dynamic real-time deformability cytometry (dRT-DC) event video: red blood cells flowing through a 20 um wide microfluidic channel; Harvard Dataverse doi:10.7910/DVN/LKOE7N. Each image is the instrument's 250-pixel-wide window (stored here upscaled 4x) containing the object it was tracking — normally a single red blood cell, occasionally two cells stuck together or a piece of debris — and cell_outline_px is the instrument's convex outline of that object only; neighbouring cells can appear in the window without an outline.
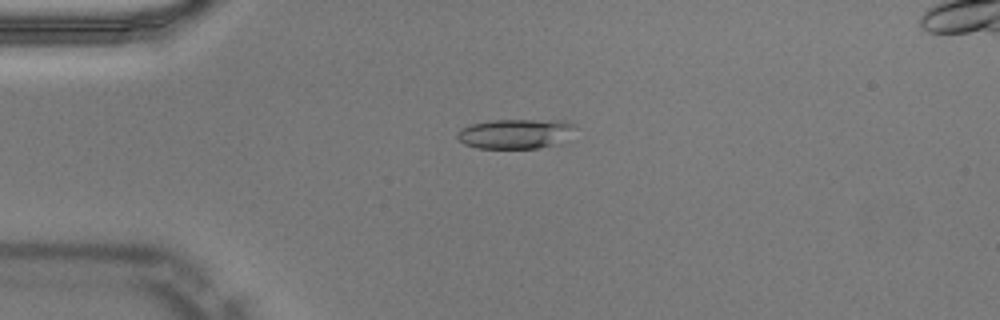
{"species": "Egyptian fruit bat (a non-hibernating species)", "species_latin": "Rousettus aegyptiacus", "temperature_condition": "warm", "stored_images_in_passage": 39, "camera_frame_rate_fps": 3000, "um_per_image_px": 0.085, "animal": {"sex": "male"}, "frame": {"image": 1, "passage_image": 1, "time_ms": 0.0, "image_size_px": [1000, 320], "cell_outline_px": [[576, 128], [556, 144], [540, 148], [476, 148], [464, 144], [456, 136], [460, 128], [472, 124], [488, 120], [564, 120], [572, 124]], "centroid_in_image_um": [43.76, 11.36], "position_along_channel_um": 41.2, "area_um2": 20.29}}
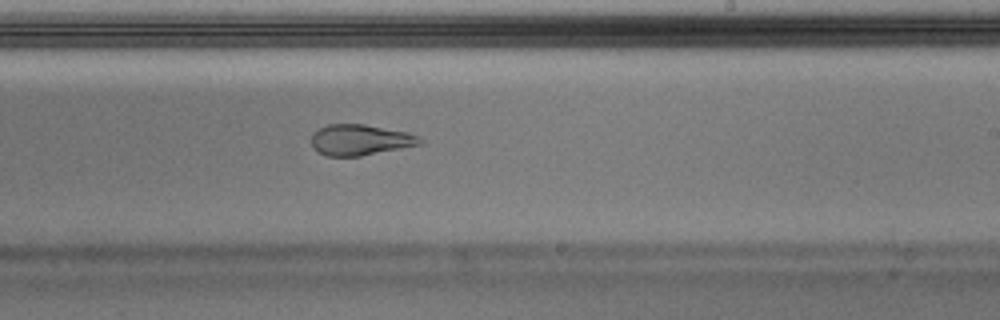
{"frame": {"image": 2, "passage_image": 19, "time_ms": 6.0, "image_size_px": [1000, 320], "cell_outline_px": [[424, 144], [360, 156], [328, 156], [320, 152], [312, 144], [312, 132], [328, 124], [364, 124], [408, 132], [420, 136], [424, 140]], "centroid_in_image_um": [30.68, 11.88], "position_along_channel_um": 258.3, "area_um2": 19.54}}
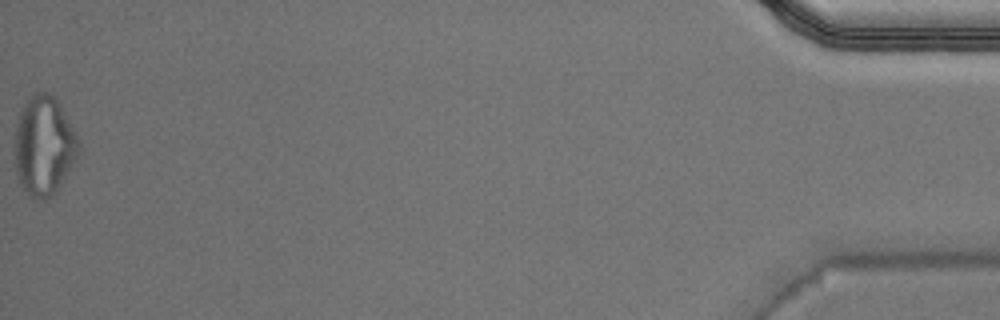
{"frame": {"image": 3, "passage_image": 39, "time_ms": 12.667, "image_size_px": [1000, 320], "cell_outline_px": [[80, 152], [56, 192], [52, 196], [44, 200], [36, 200], [28, 196], [20, 184], [16, 172], [16, 124], [20, 112], [24, 104], [36, 92], [48, 92], [56, 96], [76, 132], [80, 140]], "centroid_in_image_um": [3.77, 12.4], "position_along_channel_um": 431.4, "area_um2": 37.17}, "authors_computed_cell_mechanics": {"area_um2": 20.2878, "velocity_mm_per_s": 4.0378, "shape_relaxation_time_tau1_ms": null, "shape_relaxation_time_tau2_ms": 1.2617, "deformation_change_tau1": null, "deformation_change_tau2": 0.0886}}